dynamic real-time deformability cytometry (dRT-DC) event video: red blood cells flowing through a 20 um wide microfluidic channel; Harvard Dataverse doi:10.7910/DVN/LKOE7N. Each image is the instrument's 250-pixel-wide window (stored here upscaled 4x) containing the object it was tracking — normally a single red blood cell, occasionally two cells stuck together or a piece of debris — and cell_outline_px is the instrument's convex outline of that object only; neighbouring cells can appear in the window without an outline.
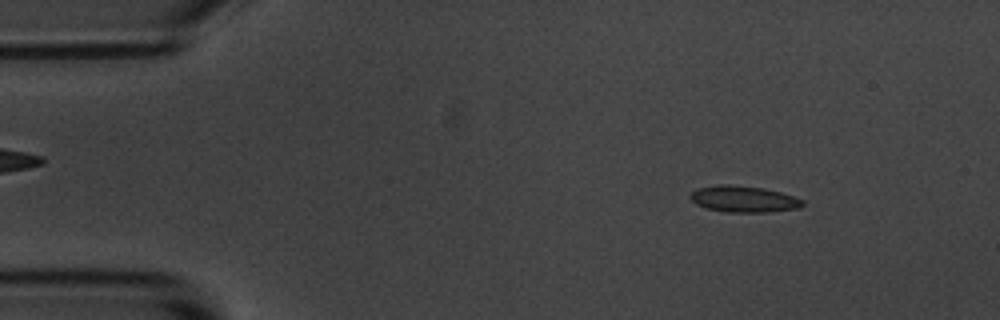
{"species": "common noctule bat (a hibernating species)", "species_latin": "Nyctalus noctula", "temperature_condition": "room temperature", "stored_images_in_passage": 6, "camera_frame_rate_fps": 3000, "um_per_image_px": 0.085, "animal": {"sex": "male", "body_mass_g": 20.1, "forearm_length_mm": 53.5}, "frame": {"image": 1, "passage_image": 1, "time_ms": 0.0, "image_size_px": [1000, 320], "cell_outline_px": [[804, 204], [800, 208], [768, 212], [728, 212], [708, 208], [696, 204], [688, 196], [696, 188], [716, 184], [728, 184], [764, 188], [780, 192], [804, 200]], "centroid_in_image_um": [63.2, 16.91], "position_along_channel_um": 21.8, "area_um2": 17.28}}
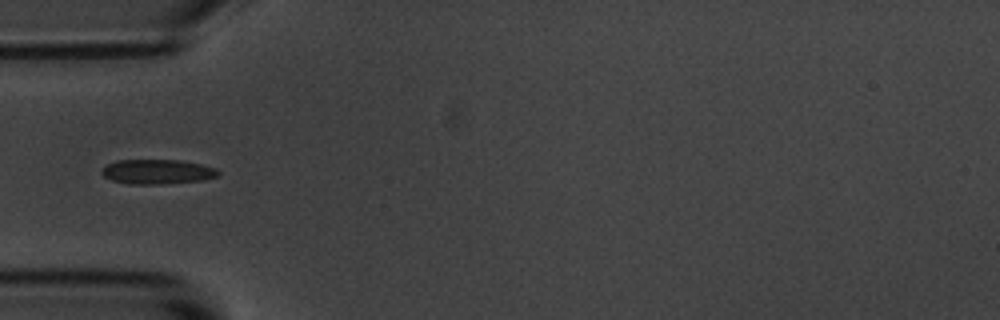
{"frame": {"image": 2, "passage_image": 4, "time_ms": 3.333, "image_size_px": [1000, 320], "cell_outline_px": [[220, 172], [216, 176], [204, 180], [160, 184], [132, 184], [112, 180], [104, 176], [100, 172], [100, 168], [116, 160], [180, 160], [200, 164], [216, 168]], "centroid_in_image_um": [13.35, 14.59], "position_along_channel_um": 71.7, "area_um2": 16.7}}
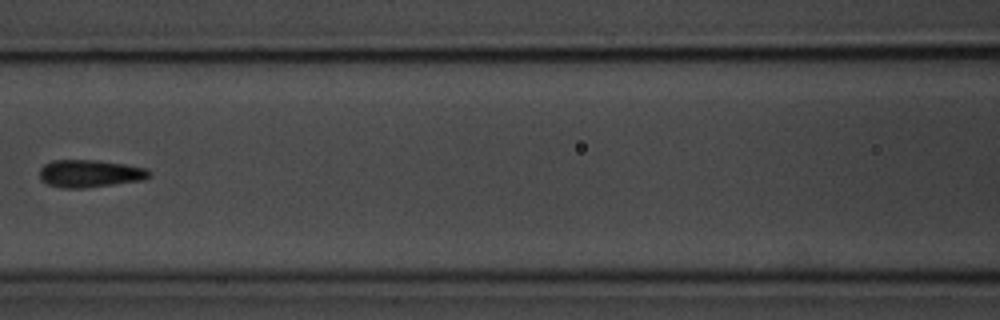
{"frame": {"image": 3, "passage_image": 6, "time_ms": 5.667, "image_size_px": [1000, 320], "cell_outline_px": [[152, 176], [144, 180], [84, 188], [60, 188], [48, 184], [40, 180], [40, 168], [44, 164], [52, 160], [96, 160], [124, 164], [148, 168], [152, 172]], "centroid_in_image_um": [7.66, 14.75], "position_along_channel_um": 158.9, "area_um2": 17.8}}